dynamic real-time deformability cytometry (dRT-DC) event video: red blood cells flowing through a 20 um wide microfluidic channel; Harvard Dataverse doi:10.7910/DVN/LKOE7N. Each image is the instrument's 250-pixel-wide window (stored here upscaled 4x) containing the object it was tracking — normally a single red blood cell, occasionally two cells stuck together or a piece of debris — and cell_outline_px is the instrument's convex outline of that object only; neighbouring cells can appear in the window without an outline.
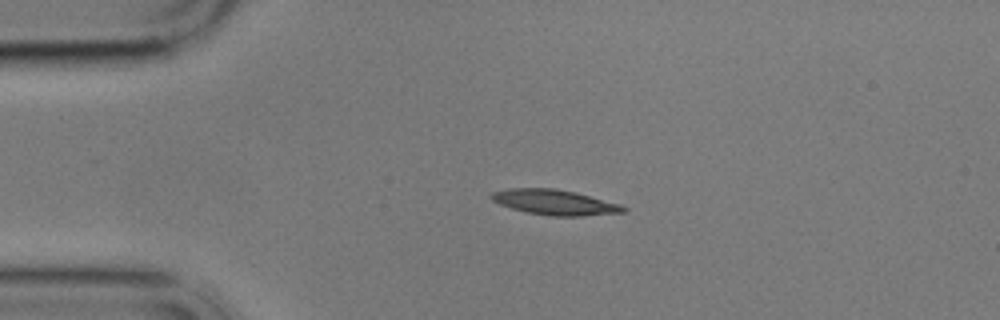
{"species": "common noctule bat (a hibernating species)", "species_latin": "Nyctalus noctula", "temperature_condition": "cold", "stored_images_in_passage": 4, "camera_frame_rate_fps": 3000, "um_per_image_px": 0.085, "animal": {"sex": "male", "body_mass_g": 17.9}, "frame": {"image": 1, "passage_image": 3, "time_ms": 2.0, "image_size_px": [1000, 320], "cell_outline_px": [[628, 208], [624, 212], [580, 216], [552, 216], [528, 212], [512, 208], [500, 204], [492, 200], [488, 196], [492, 192], [508, 188], [556, 188], [576, 192], [620, 204]], "centroid_in_image_um": [47.14, 17.18], "position_along_channel_um": 37.9, "area_um2": 19.36}}